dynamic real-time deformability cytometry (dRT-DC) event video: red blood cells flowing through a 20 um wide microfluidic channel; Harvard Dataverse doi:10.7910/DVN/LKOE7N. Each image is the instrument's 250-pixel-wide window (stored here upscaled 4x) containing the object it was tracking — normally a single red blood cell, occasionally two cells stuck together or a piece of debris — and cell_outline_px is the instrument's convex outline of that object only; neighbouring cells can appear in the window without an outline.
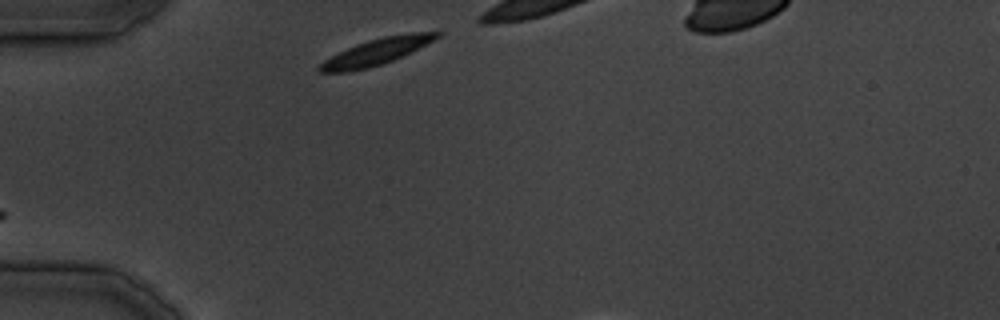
{"species": "common noctule bat (a hibernating species)", "species_latin": "Nyctalus noctula", "temperature_condition": "cold", "stored_images_in_passage": 7, "camera_frame_rate_fps": 3000, "um_per_image_px": 0.085, "animal": {"sex": "male", "body_mass_g": 19.5, "forearm_length_mm": 54.6}, "frame": {"image": 1, "passage_image": 1, "time_ms": 0.0, "image_size_px": [1000, 320], "cell_outline_px": [[444, 32], [440, 36], [392, 60], [368, 68], [348, 72], [320, 72], [316, 68], [324, 60], [356, 44], [368, 40], [384, 36], [408, 32]], "centroid_in_image_um": [31.94, 4.39], "position_along_channel_um": 53.1, "area_um2": 17.46}}